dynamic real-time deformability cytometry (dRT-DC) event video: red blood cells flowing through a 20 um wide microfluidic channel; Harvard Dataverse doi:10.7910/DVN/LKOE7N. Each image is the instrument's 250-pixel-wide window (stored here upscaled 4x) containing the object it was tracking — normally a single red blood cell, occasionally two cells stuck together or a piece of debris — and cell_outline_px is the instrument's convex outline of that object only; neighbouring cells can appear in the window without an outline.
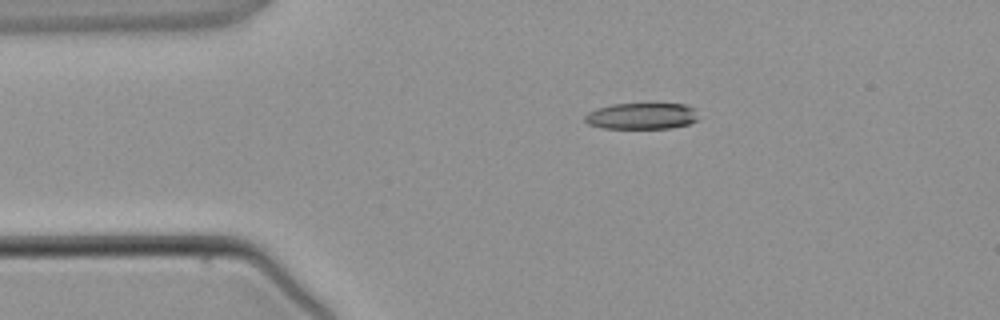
{"species": "common noctule bat (a hibernating species)", "species_latin": "Nyctalus noctula", "temperature_condition": "warm", "stored_images_in_passage": 2, "camera_frame_rate_fps": 3000, "um_per_image_px": 0.085, "animal": {"sex": "male", "body_mass_g": 21.5, "forearm_length_mm": 52.0}, "frame": {"image": 1, "passage_image": 1, "time_ms": 0.0, "image_size_px": [1000, 320], "cell_outline_px": [[700, 120], [688, 124], [672, 128], [604, 128], [588, 124], [584, 120], [584, 116], [588, 112], [596, 108], [612, 104], [684, 104], [696, 108]], "centroid_in_image_um": [54.58, 9.86], "position_along_channel_um": 30.4, "area_um2": 17.63}}